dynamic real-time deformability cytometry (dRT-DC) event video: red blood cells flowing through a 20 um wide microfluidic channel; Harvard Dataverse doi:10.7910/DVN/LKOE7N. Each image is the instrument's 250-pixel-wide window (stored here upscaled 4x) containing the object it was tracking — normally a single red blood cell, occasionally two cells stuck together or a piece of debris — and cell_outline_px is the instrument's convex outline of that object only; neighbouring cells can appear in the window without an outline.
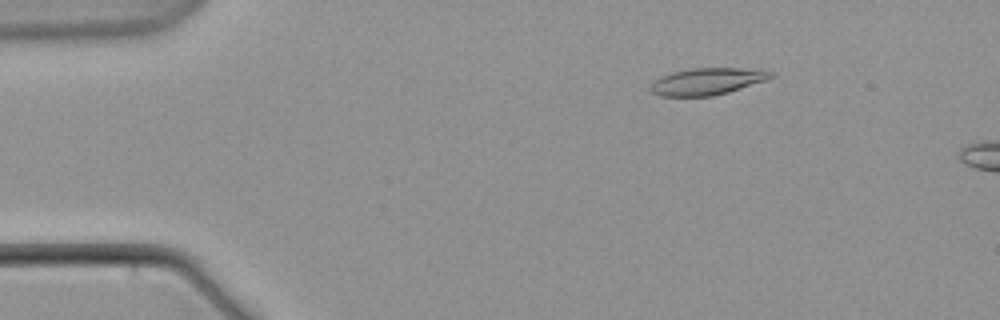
{"species": "common noctule bat (a hibernating species)", "species_latin": "Nyctalus noctula", "temperature_condition": "warm", "stored_images_in_passage": 5, "camera_frame_rate_fps": 3000, "um_per_image_px": 0.085, "animal": {"sex": "male", "body_mass_g": 21.5, "forearm_length_mm": 52.0}, "frame": {"image": 1, "passage_image": 3, "time_ms": 3.333, "image_size_px": [1000, 320], "cell_outline_px": [[776, 76], [768, 80], [728, 92], [712, 96], [660, 96], [652, 92], [648, 88], [660, 76], [672, 72], [692, 68], [760, 68], [776, 72]], "centroid_in_image_um": [60.2, 6.9], "position_along_channel_um": 24.8, "area_um2": 19.19}}